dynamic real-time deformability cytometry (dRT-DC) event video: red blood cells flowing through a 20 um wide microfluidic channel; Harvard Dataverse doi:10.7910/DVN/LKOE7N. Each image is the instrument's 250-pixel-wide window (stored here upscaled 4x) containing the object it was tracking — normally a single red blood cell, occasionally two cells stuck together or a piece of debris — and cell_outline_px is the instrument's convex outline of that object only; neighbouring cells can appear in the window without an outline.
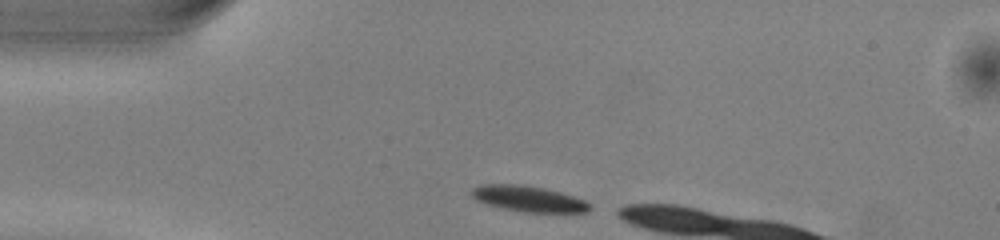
{"species": "common noctule bat (a hibernating species)", "species_latin": "Nyctalus noctula", "temperature_condition": "warm", "stored_images_in_passage": 7, "camera_frame_rate_fps": 3000, "um_per_image_px": 0.085, "animal": {"sex": "male", "body_mass_g": 13.0, "forearm_length_mm": 53.1}, "frame": {"image": 1, "passage_image": 1, "time_ms": 0.0, "image_size_px": [1000, 240], "cell_outline_px": [[592, 208], [588, 212], [524, 212], [500, 208], [476, 200], [472, 196], [472, 188], [480, 184], [516, 184], [544, 188], [560, 192], [584, 200]], "centroid_in_image_um": [44.89, 16.89], "position_along_channel_um": 40.1, "area_um2": 17.63}}